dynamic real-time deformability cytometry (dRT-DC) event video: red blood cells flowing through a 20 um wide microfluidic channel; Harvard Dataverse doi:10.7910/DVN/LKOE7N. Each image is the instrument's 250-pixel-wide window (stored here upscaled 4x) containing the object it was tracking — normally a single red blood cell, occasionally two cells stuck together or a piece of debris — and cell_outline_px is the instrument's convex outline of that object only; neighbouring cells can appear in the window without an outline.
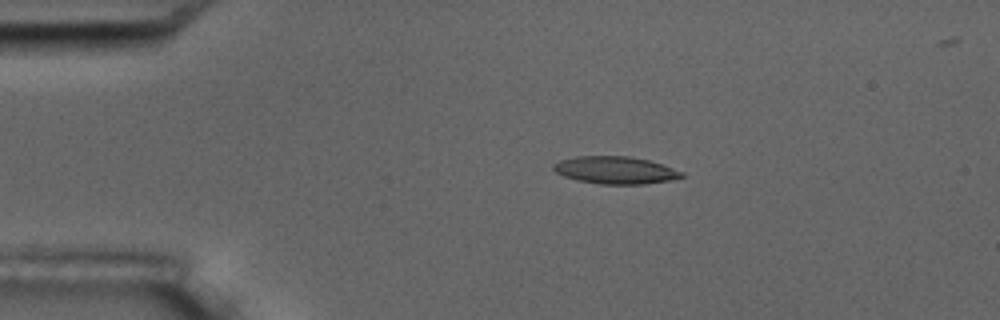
{"species": "common noctule bat (a hibernating species)", "species_latin": "Nyctalus noctula", "temperature_condition": "room temperature", "stored_images_in_passage": 5, "camera_frame_rate_fps": 3000, "um_per_image_px": 0.085, "animal": {"sex": "male", "body_mass_g": 17.5, "forearm_length_mm": 52.3}, "frame": {"image": 1, "passage_image": 3, "time_ms": 2.333, "image_size_px": [1000, 320], "cell_outline_px": [[684, 176], [668, 180], [644, 184], [600, 184], [576, 180], [564, 176], [556, 172], [552, 168], [552, 164], [560, 160], [576, 156], [628, 156], [648, 160], [684, 172]], "centroid_in_image_um": [52.26, 14.46], "position_along_channel_um": 32.7, "area_um2": 20.35}}